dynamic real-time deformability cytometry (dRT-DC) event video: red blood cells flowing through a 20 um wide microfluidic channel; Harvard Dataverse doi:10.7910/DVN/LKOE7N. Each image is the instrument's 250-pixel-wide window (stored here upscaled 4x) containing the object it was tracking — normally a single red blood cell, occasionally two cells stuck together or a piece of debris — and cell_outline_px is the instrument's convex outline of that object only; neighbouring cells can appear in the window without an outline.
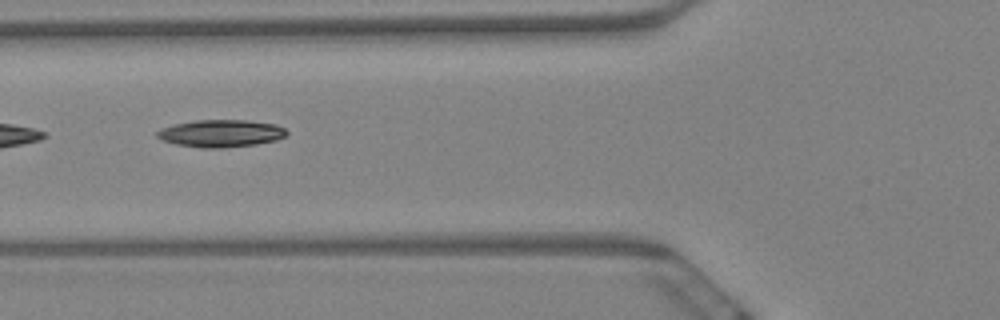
{"species": "Egyptian fruit bat (a non-hibernating species)", "species_latin": "Rousettus aegyptiacus", "temperature_condition": "warm", "stored_images_in_passage": 3, "camera_frame_rate_fps": 3000, "um_per_image_px": 0.085, "animal": {"sex": "female"}, "frame": {"image": 1, "passage_image": 2, "time_ms": 0.333, "image_size_px": [1000, 320], "cell_outline_px": [[288, 132], [284, 136], [276, 140], [256, 144], [216, 148], [204, 148], [176, 144], [164, 140], [156, 136], [156, 132], [160, 128], [172, 124], [196, 120], [248, 120], [276, 124], [284, 128]], "centroid_in_image_um": [18.76, 11.32], "position_along_channel_um": 107.0, "area_um2": 20.58}}
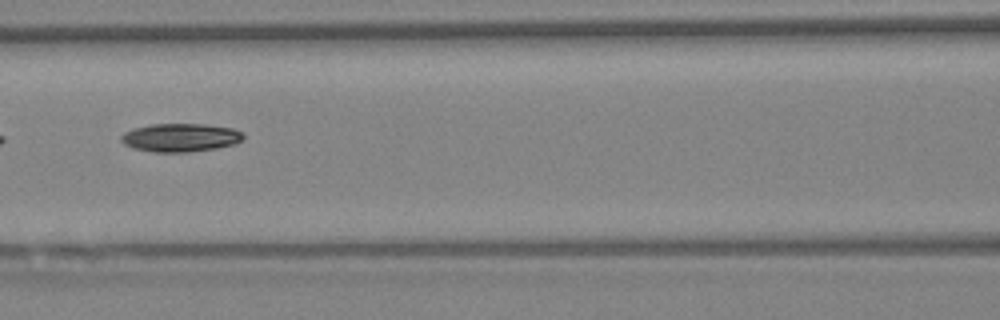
{"frame": {"image": 2, "passage_image": 3, "time_ms": 0.667, "image_size_px": [1000, 320], "cell_outline_px": [[244, 140], [236, 144], [216, 148], [188, 152], [152, 152], [132, 148], [124, 144], [120, 140], [120, 136], [124, 132], [136, 128], [152, 124], [204, 124], [232, 128], [240, 132], [244, 136]], "centroid_in_image_um": [15.33, 11.7], "position_along_channel_um": 151.3, "area_um2": 20.23}}